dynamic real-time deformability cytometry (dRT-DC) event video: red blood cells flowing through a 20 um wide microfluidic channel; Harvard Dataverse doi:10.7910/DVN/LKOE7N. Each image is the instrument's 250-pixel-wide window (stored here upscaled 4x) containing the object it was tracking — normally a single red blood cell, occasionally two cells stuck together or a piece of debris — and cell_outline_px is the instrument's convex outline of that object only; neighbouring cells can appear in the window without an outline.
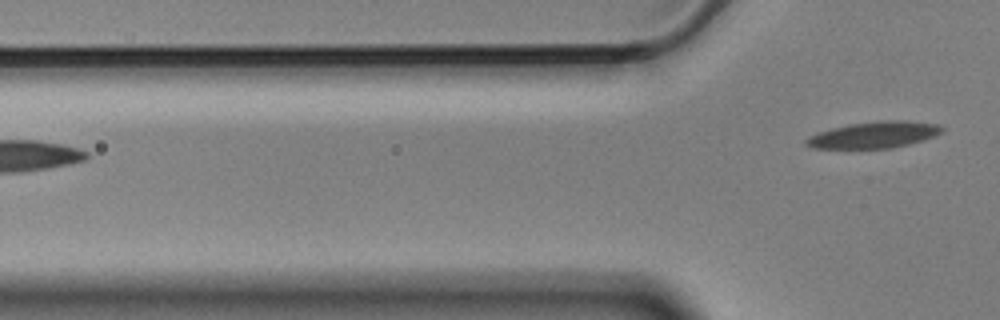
{"species": "Egyptian fruit bat (a non-hibernating species)", "species_latin": "Rousettus aegyptiacus", "temperature_condition": "cold", "stored_images_in_passage": 5, "camera_frame_rate_fps": 3000, "um_per_image_px": 0.085, "animal": {"sex": "male"}, "frame": {"image": 1, "passage_image": 5, "time_ms": 1.333, "image_size_px": [1000, 320], "cell_outline_px": [[944, 128], [940, 132], [924, 140], [892, 148], [812, 148], [804, 144], [804, 140], [808, 136], [832, 128], [848, 124], [880, 120], [904, 120], [936, 124]], "centroid_in_image_um": [74.25, 11.46], "position_along_channel_um": 51.6, "area_um2": 20.81}}